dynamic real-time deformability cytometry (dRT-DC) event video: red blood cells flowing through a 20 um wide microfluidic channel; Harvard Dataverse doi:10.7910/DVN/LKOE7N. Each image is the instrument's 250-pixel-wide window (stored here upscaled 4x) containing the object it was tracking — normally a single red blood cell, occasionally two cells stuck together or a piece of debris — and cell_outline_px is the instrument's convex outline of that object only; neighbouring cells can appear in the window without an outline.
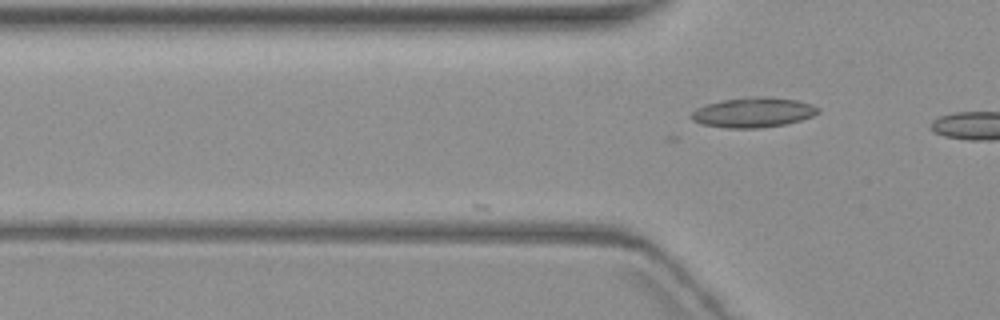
{"species": "common noctule bat (a hibernating species)", "species_latin": "Nyctalus noctula", "temperature_condition": "warm", "stored_images_in_passage": 4, "camera_frame_rate_fps": 3000, "um_per_image_px": 0.085, "animal": {"sex": "female", "body_mass_g": 19.3, "forearm_length_mm": 54.1}, "frame": {"image": 1, "passage_image": 3, "time_ms": 2.667, "image_size_px": [1000, 320], "cell_outline_px": [[820, 112], [812, 116], [800, 120], [784, 124], [760, 128], [724, 128], [704, 124], [692, 120], [692, 112], [696, 108], [720, 100], [752, 96], [764, 96], [796, 100], [812, 104], [820, 108]], "centroid_in_image_um": [64.04, 9.55], "position_along_channel_um": 61.8, "area_um2": 22.08}}